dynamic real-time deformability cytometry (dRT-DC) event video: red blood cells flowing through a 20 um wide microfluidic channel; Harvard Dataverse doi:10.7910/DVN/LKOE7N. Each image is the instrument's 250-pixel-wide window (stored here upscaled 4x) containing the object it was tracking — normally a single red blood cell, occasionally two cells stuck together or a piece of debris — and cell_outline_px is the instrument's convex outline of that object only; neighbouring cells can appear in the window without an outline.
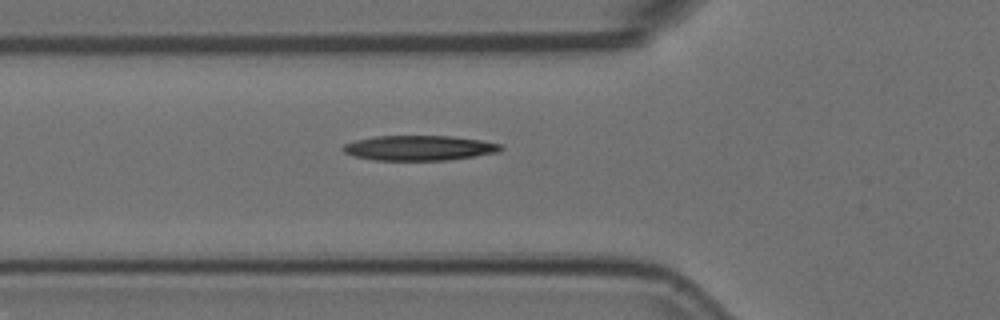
{"species": "Egyptian fruit bat (a non-hibernating species)", "species_latin": "Rousettus aegyptiacus", "temperature_condition": "room temperature", "stored_images_in_passage": 5, "camera_frame_rate_fps": 3000, "um_per_image_px": 0.085, "animal": {"sex": "female"}, "frame": {"image": 1, "passage_image": 5, "time_ms": 1.333, "image_size_px": [1000, 320], "cell_outline_px": [[504, 148], [500, 152], [448, 160], [372, 160], [352, 156], [344, 152], [340, 148], [344, 144], [356, 140], [376, 136], [452, 136], [480, 140], [500, 144]], "centroid_in_image_um": [35.61, 12.58], "position_along_channel_um": 90.2, "area_um2": 23.06}}